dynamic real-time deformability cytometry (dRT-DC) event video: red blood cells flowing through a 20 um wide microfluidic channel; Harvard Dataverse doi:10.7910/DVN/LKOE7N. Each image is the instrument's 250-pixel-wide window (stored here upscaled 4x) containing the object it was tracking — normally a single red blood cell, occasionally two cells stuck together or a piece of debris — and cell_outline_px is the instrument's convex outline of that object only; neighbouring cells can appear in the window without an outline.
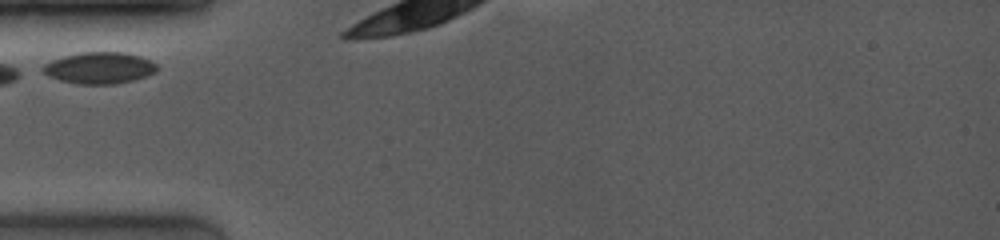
{"species": "common noctule bat (a hibernating species)", "species_latin": "Nyctalus noctula", "temperature_condition": "room temperature", "stored_images_in_passage": 4, "camera_frame_rate_fps": 4000, "um_per_image_px": 0.085, "animal": {"sex": "female", "body_mass_g": 19.0, "forearm_length_mm": 53.3}, "frame": {"image": 1, "passage_image": 1, "time_ms": 0.0, "image_size_px": [1000, 240], "cell_outline_px": [[160, 68], [156, 72], [132, 80], [116, 84], [76, 84], [60, 80], [48, 76], [40, 68], [44, 64], [52, 60], [64, 56], [80, 52], [124, 52], [140, 56], [156, 64]], "centroid_in_image_um": [8.43, 5.77], "position_along_channel_um": 76.6, "area_um2": 20.98}}